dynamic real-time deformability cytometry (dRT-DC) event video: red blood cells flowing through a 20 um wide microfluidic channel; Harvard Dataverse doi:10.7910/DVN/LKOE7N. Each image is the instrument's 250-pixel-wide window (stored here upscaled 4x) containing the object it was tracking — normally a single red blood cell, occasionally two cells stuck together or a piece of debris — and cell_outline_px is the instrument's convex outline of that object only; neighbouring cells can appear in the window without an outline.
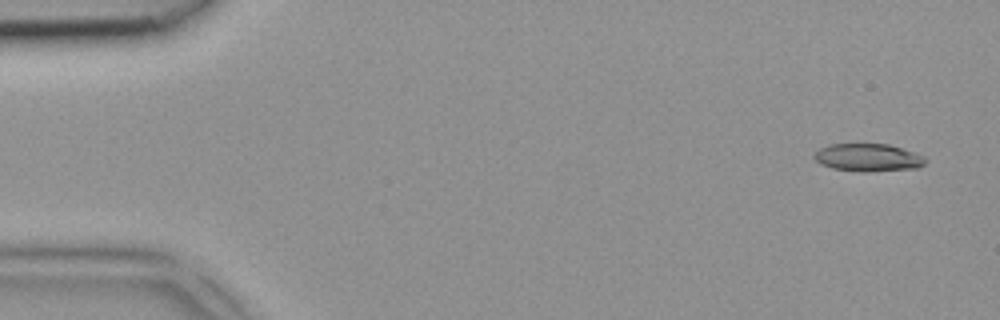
{"species": "common noctule bat (a hibernating species)", "species_latin": "Nyctalus noctula", "temperature_condition": "room temperature", "stored_images_in_passage": 4, "camera_frame_rate_fps": 3000, "um_per_image_px": 0.085, "animal": {"sex": "female", "body_mass_g": 18.4}, "frame": {"image": 1, "passage_image": 1, "time_ms": 0.0, "image_size_px": [1000, 320], "cell_outline_px": [[928, 160], [924, 164], [916, 168], [868, 172], [860, 172], [832, 168], [820, 164], [812, 156], [820, 148], [828, 144], [888, 144], [924, 156]], "centroid_in_image_um": [73.76, 13.4], "position_along_channel_um": 11.2, "area_um2": 17.98}}
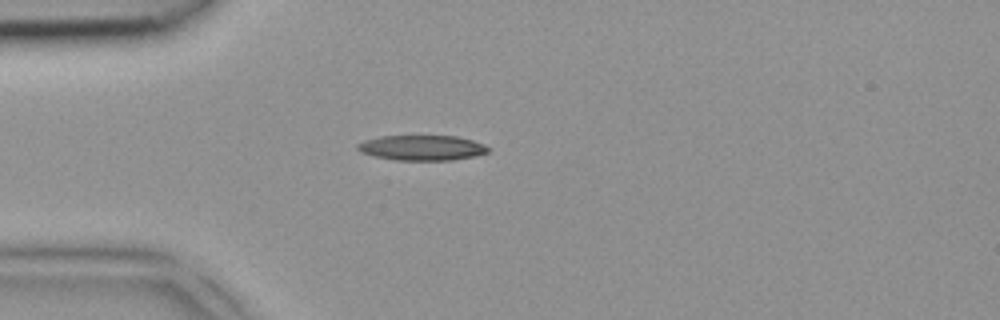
{"frame": {"image": 2, "passage_image": 4, "time_ms": 1.0, "image_size_px": [1000, 320], "cell_outline_px": [[488, 152], [472, 156], [452, 160], [396, 160], [376, 156], [360, 152], [356, 148], [356, 144], [364, 140], [380, 136], [456, 136], [472, 140], [484, 144], [488, 148]], "centroid_in_image_um": [35.83, 12.55], "position_along_channel_um": 49.2, "area_um2": 19.02}}